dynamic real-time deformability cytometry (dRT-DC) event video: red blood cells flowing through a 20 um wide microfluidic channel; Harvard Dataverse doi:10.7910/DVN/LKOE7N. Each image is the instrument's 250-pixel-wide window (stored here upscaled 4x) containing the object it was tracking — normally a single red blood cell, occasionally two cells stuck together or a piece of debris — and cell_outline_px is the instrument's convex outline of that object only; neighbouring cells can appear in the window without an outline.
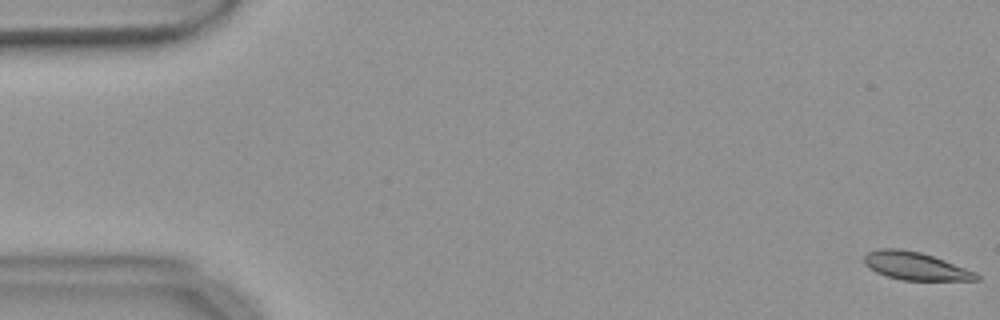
{"species": "common noctule bat (a hibernating species)", "species_latin": "Nyctalus noctula", "temperature_condition": "warm", "stored_images_in_passage": 9, "camera_frame_rate_fps": 3000, "um_per_image_px": 0.085, "animal": {"sex": "female", "body_mass_g": 18.4}, "frame": {"image": 1, "passage_image": 1, "time_ms": 0.0, "image_size_px": [1000, 320], "cell_outline_px": [[980, 280], [900, 280], [876, 272], [868, 268], [864, 264], [864, 256], [868, 252], [880, 248], [900, 248], [920, 252], [944, 260], [976, 272], [980, 276]], "centroid_in_image_um": [77.79, 22.61], "position_along_channel_um": 7.2, "area_um2": 18.21}}